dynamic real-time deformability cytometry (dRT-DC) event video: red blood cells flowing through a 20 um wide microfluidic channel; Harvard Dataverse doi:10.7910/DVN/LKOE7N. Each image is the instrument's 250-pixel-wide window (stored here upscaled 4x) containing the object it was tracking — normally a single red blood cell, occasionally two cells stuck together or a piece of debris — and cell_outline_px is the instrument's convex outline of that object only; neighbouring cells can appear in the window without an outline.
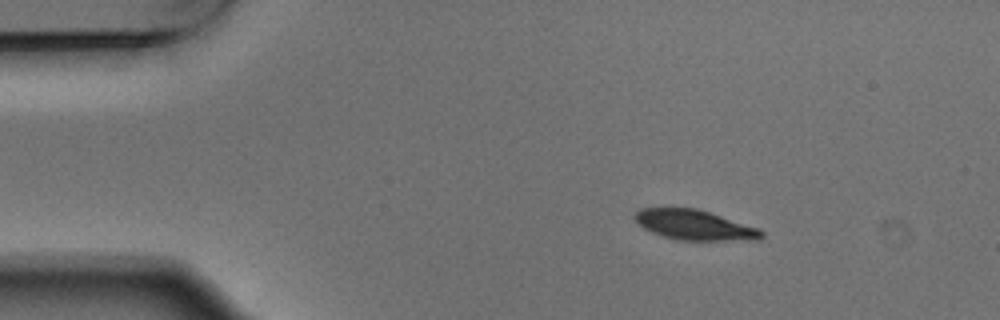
{"species": "Egyptian fruit bat (a non-hibernating species)", "species_latin": "Rousettus aegyptiacus", "temperature_condition": "warm", "stored_images_in_passage": 3, "camera_frame_rate_fps": 3000, "um_per_image_px": 0.085, "animal": {"sex": "male"}, "frame": {"image": 1, "passage_image": 2, "time_ms": 0.333, "image_size_px": [1000, 320], "cell_outline_px": [[764, 236], [760, 240], [676, 240], [652, 232], [636, 224], [632, 216], [640, 208], [696, 208], [760, 228], [764, 232]], "centroid_in_image_um": [59.03, 19.13], "position_along_channel_um": 26.0, "area_um2": 22.31}}